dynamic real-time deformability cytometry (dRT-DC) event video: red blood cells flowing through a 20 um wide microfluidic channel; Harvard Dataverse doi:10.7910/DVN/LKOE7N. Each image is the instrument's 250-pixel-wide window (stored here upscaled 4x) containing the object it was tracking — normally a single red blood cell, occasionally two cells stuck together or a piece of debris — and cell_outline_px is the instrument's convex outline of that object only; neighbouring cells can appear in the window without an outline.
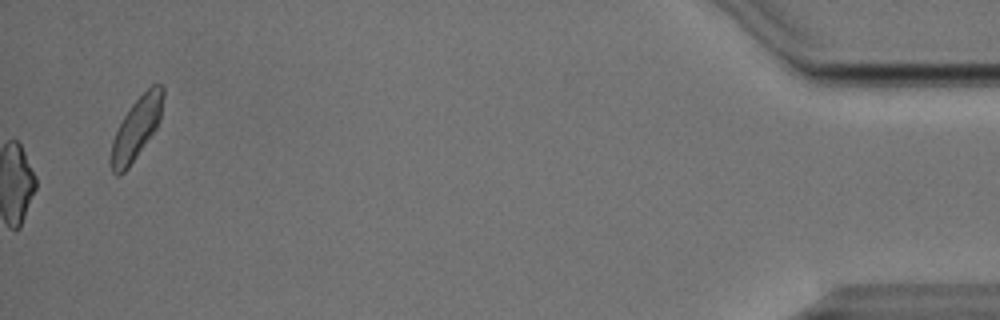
{"species": "Egyptian fruit bat (a non-hibernating species)", "species_latin": "Rousettus aegyptiacus", "temperature_condition": "cold", "stored_images_in_passage": 39, "camera_frame_rate_fps": 3000, "um_per_image_px": 0.085, "animal": {"sex": "male"}, "frame": {"image": 1, "passage_image": 39, "time_ms": 12.667, "image_size_px": [1000, 320], "cell_outline_px": [[164, 96], [160, 120], [156, 128], [128, 168], [120, 176], [116, 176], [112, 172], [108, 160], [112, 140], [124, 116], [132, 104], [152, 84], [160, 84], [164, 88]], "centroid_in_image_um": [11.57, 10.95], "position_along_channel_um": 423.6, "area_um2": 18.79}, "authors_computed_cell_mechanics": {"area_um2": 20.5768, "velocity_mm_per_s": 3.8159, "shape_relaxation_time_tau1_ms": 5.7964, "shape_relaxation_time_tau2_ms": 2.2741, "deformation_change_tau1": 0.1427, "deformation_change_tau2": 0.1068}}